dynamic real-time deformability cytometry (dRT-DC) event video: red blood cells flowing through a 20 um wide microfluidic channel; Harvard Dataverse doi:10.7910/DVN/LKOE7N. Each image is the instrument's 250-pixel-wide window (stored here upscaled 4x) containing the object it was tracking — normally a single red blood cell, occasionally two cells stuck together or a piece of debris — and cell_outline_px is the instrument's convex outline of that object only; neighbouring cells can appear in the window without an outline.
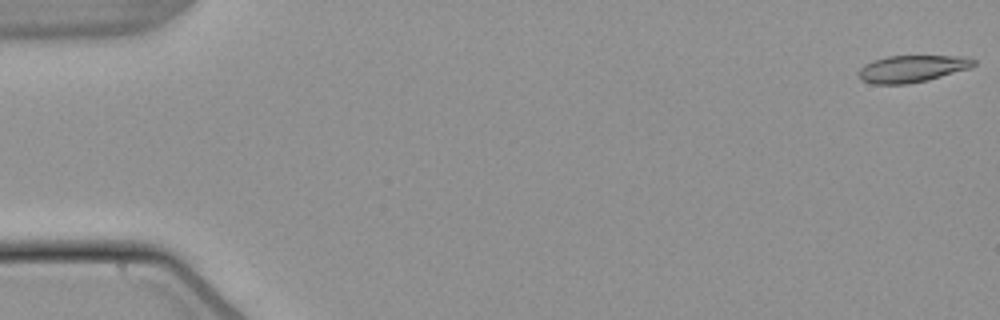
{"species": "common noctule bat (a hibernating species)", "species_latin": "Nyctalus noctula", "temperature_condition": "warm", "stored_images_in_passage": 11, "camera_frame_rate_fps": 3000, "um_per_image_px": 0.085, "animal": {"sex": "male", "body_mass_g": 21.5, "forearm_length_mm": 52.0}, "frame": {"image": 1, "passage_image": 1, "time_ms": 0.0, "image_size_px": [1000, 320], "cell_outline_px": [[976, 64], [972, 68], [928, 80], [908, 84], [872, 84], [860, 80], [856, 72], [864, 64], [888, 56], [968, 56], [976, 60]], "centroid_in_image_um": [77.54, 5.85], "position_along_channel_um": 7.5, "area_um2": 18.38}}